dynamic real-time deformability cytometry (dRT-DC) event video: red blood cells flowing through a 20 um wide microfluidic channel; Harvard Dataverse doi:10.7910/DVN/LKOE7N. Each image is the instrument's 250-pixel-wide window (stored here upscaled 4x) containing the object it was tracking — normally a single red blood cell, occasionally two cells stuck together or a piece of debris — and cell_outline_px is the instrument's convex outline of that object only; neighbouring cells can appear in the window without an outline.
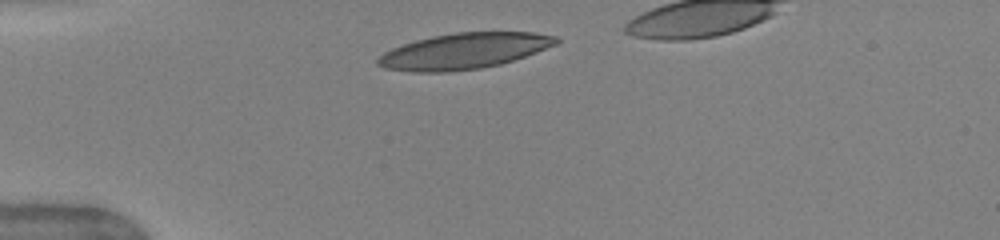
{"species": "human", "species_latin": "Homo sapiens", "temperature_condition": "warm", "stored_images_in_passage": 33, "camera_frame_rate_fps": 3000, "um_per_image_px": 0.085, "donor": {"sex": "female"}, "frame": {"image": 1, "passage_image": 1, "time_ms": 0.0, "image_size_px": [1000, 240], "cell_outline_px": [[560, 40], [556, 44], [536, 52], [500, 64], [480, 68], [448, 72], [412, 72], [384, 68], [376, 64], [376, 60], [384, 52], [392, 48], [416, 40], [432, 36], [456, 32], [536, 32], [556, 36]], "centroid_in_image_um": [39.42, 4.34], "position_along_channel_um": 45.6, "area_um2": 37.11}}